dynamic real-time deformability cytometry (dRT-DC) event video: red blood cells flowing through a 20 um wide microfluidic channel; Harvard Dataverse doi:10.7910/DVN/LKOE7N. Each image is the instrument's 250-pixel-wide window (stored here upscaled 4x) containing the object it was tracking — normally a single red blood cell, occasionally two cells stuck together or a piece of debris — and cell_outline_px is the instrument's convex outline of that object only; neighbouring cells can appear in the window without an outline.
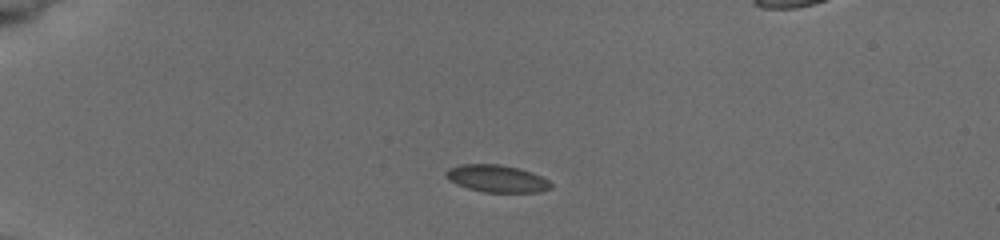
{"species": "common noctule bat (a hibernating species)", "species_latin": "Nyctalus noctula", "temperature_condition": "cold", "stored_images_in_passage": 5, "camera_frame_rate_fps": 3000, "um_per_image_px": 0.085, "animal": {"sex": "female", "body_mass_g": 19.5, "forearm_length_mm": 54.1}, "frame": {"image": 1, "passage_image": 4, "time_ms": 2.667, "image_size_px": [1000, 240], "cell_outline_px": [[552, 188], [540, 192], [484, 192], [468, 188], [456, 184], [448, 180], [444, 176], [444, 172], [448, 168], [460, 164], [500, 164], [520, 168], [532, 172], [548, 180], [552, 184]], "centroid_in_image_um": [42.2, 15.17], "position_along_channel_um": 42.8, "area_um2": 16.88}}